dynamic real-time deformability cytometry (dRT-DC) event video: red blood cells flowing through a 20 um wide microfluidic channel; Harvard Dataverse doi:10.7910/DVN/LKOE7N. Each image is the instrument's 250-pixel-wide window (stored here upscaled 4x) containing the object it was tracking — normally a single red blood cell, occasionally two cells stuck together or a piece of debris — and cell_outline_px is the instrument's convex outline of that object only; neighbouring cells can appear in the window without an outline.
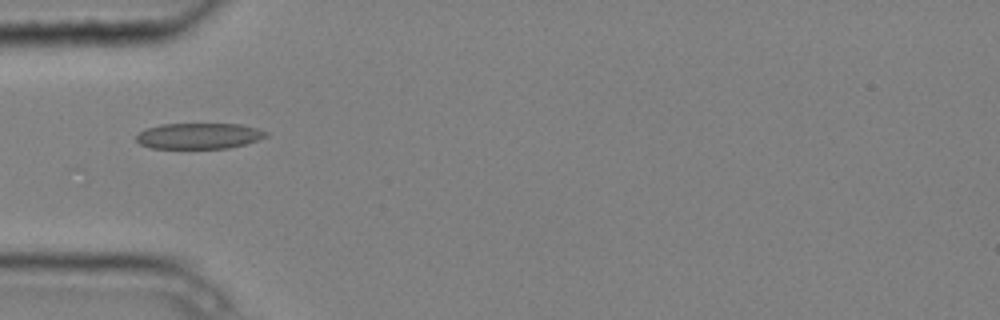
{"species": "common noctule bat (a hibernating species)", "species_latin": "Nyctalus noctula", "temperature_condition": "cold", "stored_images_in_passage": 11, "camera_frame_rate_fps": 3000, "um_per_image_px": 0.085, "animal": {"sex": "male", "body_mass_g": 20.4}, "frame": {"image": 1, "passage_image": 5, "time_ms": 1.333, "image_size_px": [1000, 320], "cell_outline_px": [[268, 136], [244, 144], [228, 148], [152, 148], [140, 144], [136, 140], [136, 136], [140, 132], [148, 128], [160, 124], [240, 124], [256, 128], [268, 132]], "centroid_in_image_um": [16.91, 11.55], "position_along_channel_um": 68.1, "area_um2": 19.36}}
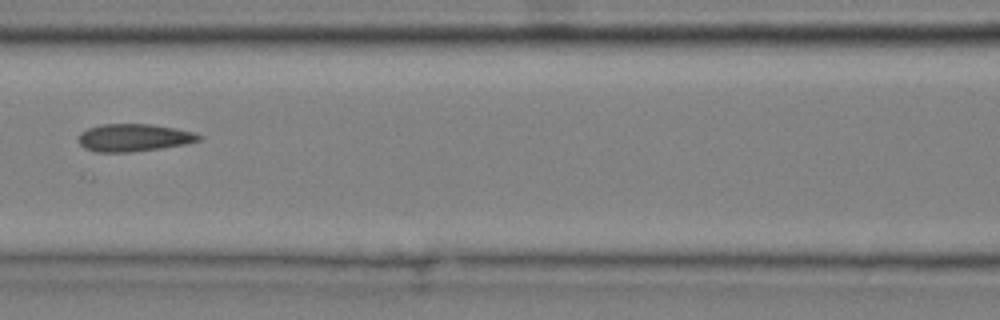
{"frame": {"image": 2, "passage_image": 7, "time_ms": 2.0, "image_size_px": [1000, 320], "cell_outline_px": [[204, 136], [200, 140], [188, 144], [160, 148], [128, 152], [96, 152], [84, 148], [80, 144], [80, 132], [88, 128], [100, 124], [148, 124], [176, 128], [196, 132]], "centroid_in_image_um": [11.42, 11.69], "position_along_channel_um": 155.2, "area_um2": 19.42}}
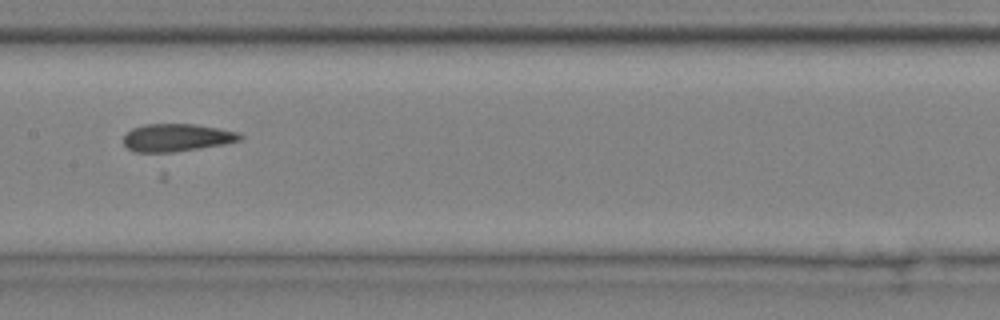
{"frame": {"image": 3, "passage_image": 8, "time_ms": 2.333, "image_size_px": [1000, 320], "cell_outline_px": [[244, 136], [240, 140], [224, 144], [164, 156], [136, 152], [128, 148], [124, 144], [124, 136], [132, 128], [144, 124], [196, 124], [240, 132]], "centroid_in_image_um": [15.02, 11.75], "position_along_channel_um": 192.4, "area_um2": 19.77}}